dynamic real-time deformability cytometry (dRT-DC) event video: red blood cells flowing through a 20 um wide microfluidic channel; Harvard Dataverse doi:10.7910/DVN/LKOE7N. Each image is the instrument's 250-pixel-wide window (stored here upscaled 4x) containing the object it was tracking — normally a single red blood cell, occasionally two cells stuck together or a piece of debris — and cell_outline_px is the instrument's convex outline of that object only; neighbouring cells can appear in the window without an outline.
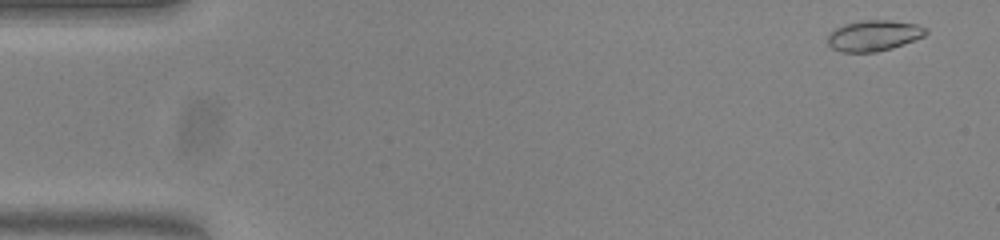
{"species": "common noctule bat (a hibernating species)", "species_latin": "Nyctalus noctula", "temperature_condition": "warm", "stored_images_in_passage": 52, "camera_frame_rate_fps": 3000, "um_per_image_px": 0.085, "animal": {"sex": "female", "body_mass_g": 23.0, "forearm_length_mm": 53.4}, "frame": {"image": 1, "passage_image": 1, "time_ms": 0.0, "image_size_px": [1000, 240], "cell_outline_px": [[928, 32], [924, 36], [904, 44], [892, 48], [876, 52], [840, 52], [832, 48], [828, 44], [828, 36], [836, 28], [844, 24], [864, 20], [888, 20], [916, 24], [928, 28]], "centroid_in_image_um": [74.29, 3.03], "position_along_channel_um": 10.7, "area_um2": 17.57}}
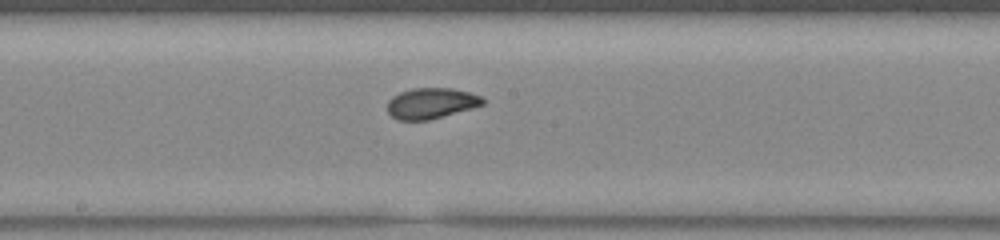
{"frame": {"image": 2, "passage_image": 27, "time_ms": 8.667, "image_size_px": [1000, 240], "cell_outline_px": [[484, 104], [472, 108], [428, 120], [396, 120], [388, 112], [388, 100], [392, 96], [400, 92], [412, 88], [452, 88], [468, 92], [480, 96], [484, 100]], "centroid_in_image_um": [36.62, 8.77], "position_along_channel_um": 211.6, "area_um2": 16.99}}
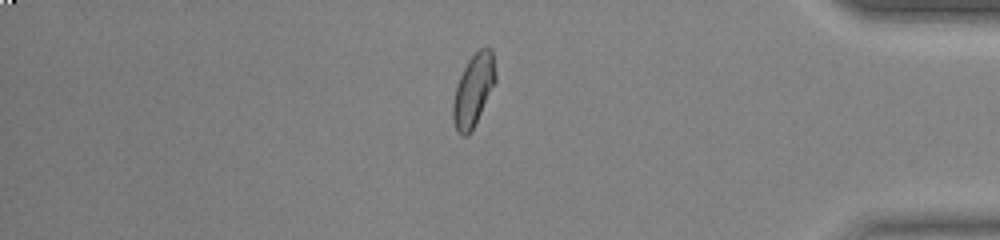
{"frame": {"image": 3, "passage_image": 44, "time_ms": 14.333, "image_size_px": [1000, 240], "cell_outline_px": [[496, 80], [472, 132], [468, 136], [460, 136], [456, 128], [452, 116], [452, 100], [456, 84], [468, 60], [480, 48], [492, 48], [496, 76]], "centroid_in_image_um": [40.22, 7.69], "position_along_channel_um": 395.0, "area_um2": 17.92}, "authors_computed_cell_mechanics": {"area_um2": 17.5134, "velocity_mm_per_s": 3.8112, "shape_relaxation_time_tau1_ms": 6.5909, "shape_relaxation_time_tau2_ms": 1.3434, "deformation_change_tau1": 0.1729, "deformation_change_tau2": 0.0437}}